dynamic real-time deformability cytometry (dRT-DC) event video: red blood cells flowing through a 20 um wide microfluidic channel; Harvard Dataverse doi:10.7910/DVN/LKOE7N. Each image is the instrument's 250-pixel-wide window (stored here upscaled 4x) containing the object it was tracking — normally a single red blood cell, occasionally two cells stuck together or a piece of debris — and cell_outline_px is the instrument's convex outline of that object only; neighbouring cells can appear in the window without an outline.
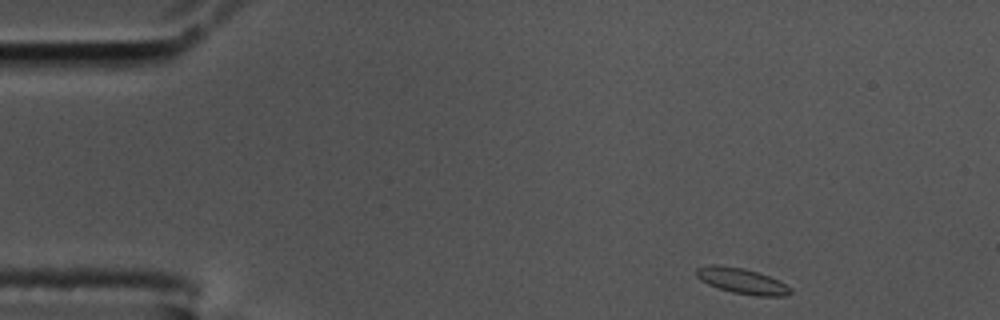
{"species": "common noctule bat (a hibernating species)", "species_latin": "Nyctalus noctula", "temperature_condition": "cold", "stored_images_in_passage": 52, "camera_frame_rate_fps": 3000, "um_per_image_px": 0.085, "animal": {"sex": "male", "body_mass_g": 17.5, "forearm_length_mm": 52.3}, "frame": {"image": 1, "passage_image": 1, "time_ms": 0.0, "image_size_px": [1000, 320], "cell_outline_px": [[792, 292], [788, 296], [756, 296], [732, 292], [708, 284], [700, 280], [696, 276], [696, 268], [712, 264], [720, 264], [744, 268], [760, 272], [792, 288]], "centroid_in_image_um": [63.06, 23.87], "position_along_channel_um": 21.9, "area_um2": 14.1}}
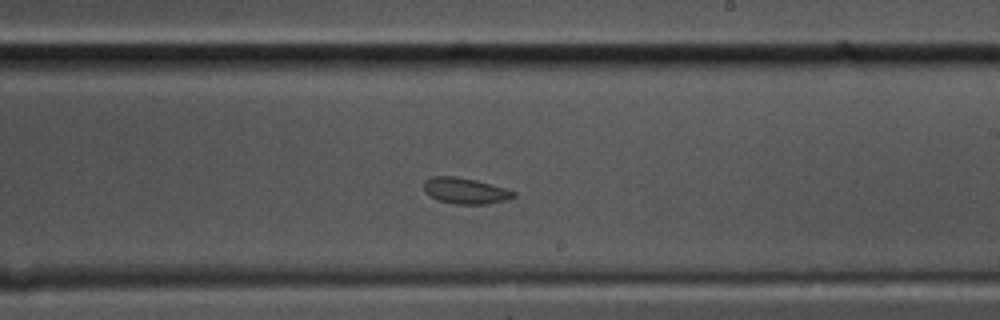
{"frame": {"image": 2, "passage_image": 28, "time_ms": 9.0, "image_size_px": [1000, 320], "cell_outline_px": [[516, 196], [504, 200], [488, 204], [456, 204], [440, 200], [424, 192], [424, 180], [432, 176], [456, 176], [476, 180], [504, 188], [516, 192]], "centroid_in_image_um": [39.54, 16.21], "position_along_channel_um": 249.5, "area_um2": 13.47}}
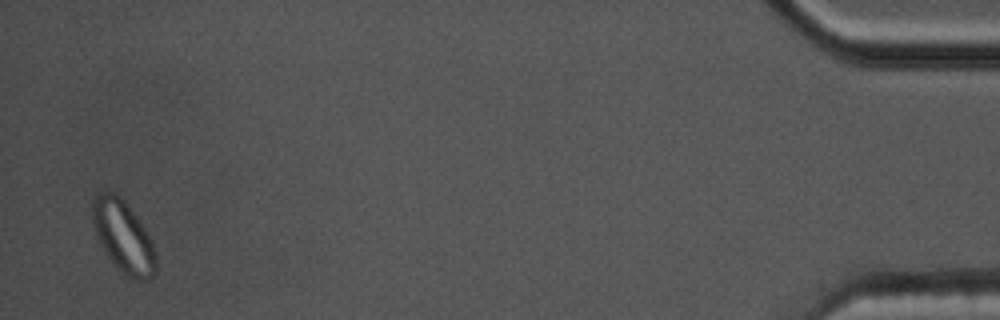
{"frame": {"image": 3, "passage_image": 51, "time_ms": 16.667, "image_size_px": [1000, 320], "cell_outline_px": [[156, 272], [148, 280], [136, 280], [124, 276], [112, 264], [104, 252], [96, 236], [92, 224], [92, 200], [100, 192], [116, 192], [124, 200], [136, 216], [152, 240], [156, 252]], "centroid_in_image_um": [10.47, 20.15], "position_along_channel_um": 424.7, "area_um2": 27.05}}